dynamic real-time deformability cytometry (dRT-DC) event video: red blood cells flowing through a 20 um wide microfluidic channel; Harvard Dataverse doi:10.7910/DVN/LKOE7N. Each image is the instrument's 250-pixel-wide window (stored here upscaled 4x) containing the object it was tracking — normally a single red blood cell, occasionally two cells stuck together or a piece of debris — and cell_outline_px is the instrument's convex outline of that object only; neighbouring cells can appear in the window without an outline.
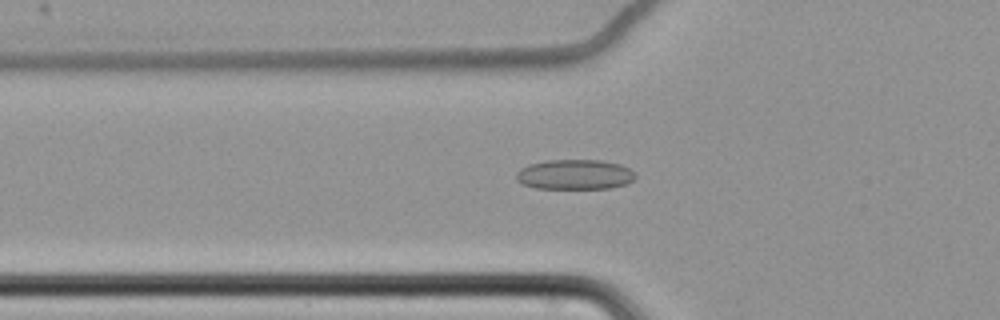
{"species": "common noctule bat (a hibernating species)", "species_latin": "Nyctalus noctula", "temperature_condition": "cold", "stored_images_in_passage": 63, "camera_frame_rate_fps": 3000, "um_per_image_px": 0.085, "animal": {"sex": "female", "body_mass_g": 22.7, "forearm_length_mm": 54.2}, "frame": {"image": 1, "passage_image": 25, "time_ms": 8.0, "image_size_px": [1000, 320], "cell_outline_px": [[636, 176], [628, 184], [612, 188], [536, 188], [524, 184], [516, 180], [516, 172], [520, 168], [528, 164], [544, 160], [600, 160], [620, 164], [636, 172]], "centroid_in_image_um": [48.86, 14.82], "position_along_channel_um": 76.9, "area_um2": 20.98}}
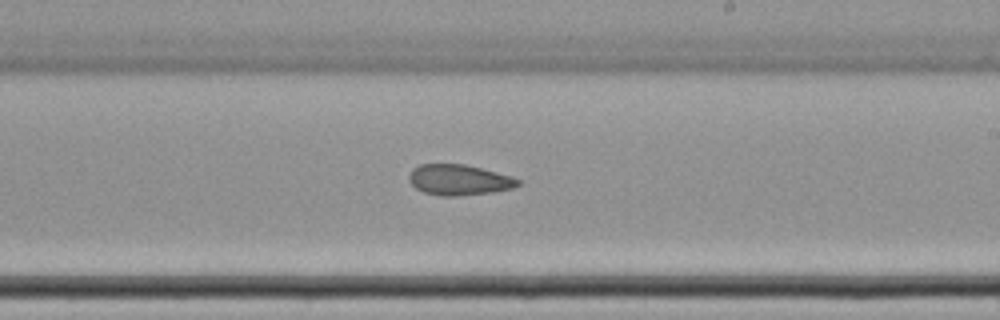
{"frame": {"image": 2, "passage_image": 40, "time_ms": 13.0, "image_size_px": [1000, 320], "cell_outline_px": [[520, 184], [512, 188], [496, 192], [456, 196], [440, 196], [424, 192], [416, 188], [408, 180], [408, 176], [412, 168], [420, 164], [464, 164], [512, 176], [520, 180]], "centroid_in_image_um": [39.0, 15.29], "position_along_channel_um": 250.0, "area_um2": 19.54}}
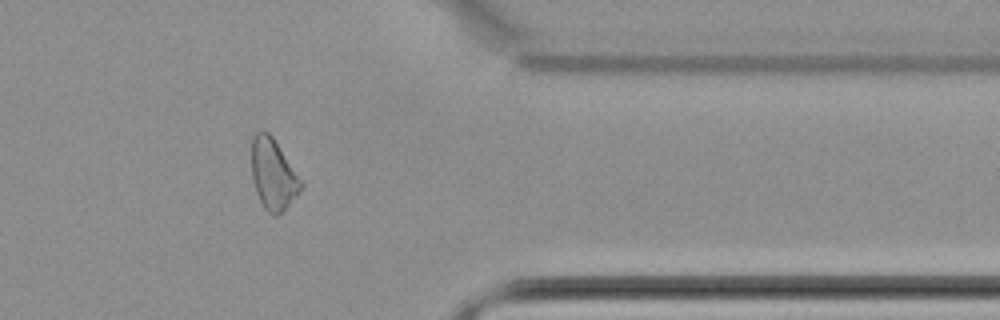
{"frame": {"image": 3, "passage_image": 53, "time_ms": 17.333, "image_size_px": [1000, 320], "cell_outline_px": [[304, 184], [296, 196], [276, 216], [272, 216], [264, 208], [256, 192], [252, 180], [252, 136], [260, 128], [268, 132], [272, 136]], "centroid_in_image_um": [23.19, 14.78], "position_along_channel_um": 388.2, "area_um2": 20.17}, "authors_computed_cell_mechanics": {"area_um2": 21.097, "velocity_mm_per_s": 3.4803, "shape_relaxation_time_tau1_ms": null, "shape_relaxation_time_tau2_ms": 10.0991, "deformation_change_tau1": null, "deformation_change_tau2": 0.1599}}